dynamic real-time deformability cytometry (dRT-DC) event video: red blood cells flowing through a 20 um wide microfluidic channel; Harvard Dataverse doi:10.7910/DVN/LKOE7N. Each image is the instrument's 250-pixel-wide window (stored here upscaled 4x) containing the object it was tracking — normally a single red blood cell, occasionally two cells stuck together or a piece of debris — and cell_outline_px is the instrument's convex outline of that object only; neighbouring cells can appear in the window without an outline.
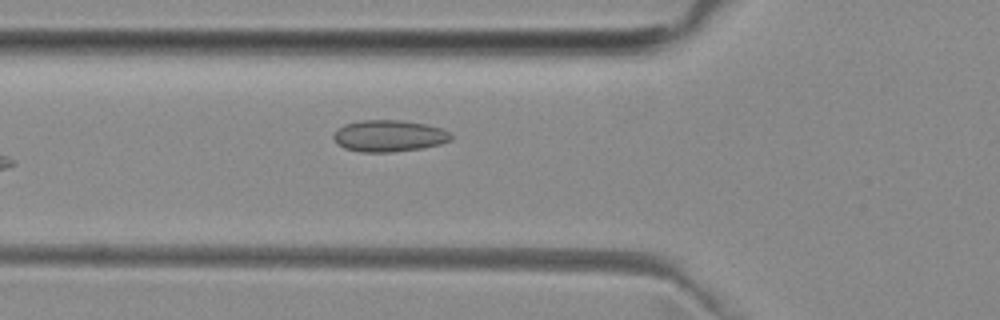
{"species": "common noctule bat (a hibernating species)", "species_latin": "Nyctalus noctula", "temperature_condition": "room temperature", "stored_images_in_passage": 22, "camera_frame_rate_fps": 3000, "um_per_image_px": 0.085, "animal": {"sex": "female", "body_mass_g": 29.2, "forearm_length_mm": 56.3}, "frame": {"image": 1, "passage_image": 2, "time_ms": 0.333, "image_size_px": [1000, 320], "cell_outline_px": [[452, 140], [440, 144], [420, 148], [392, 152], [360, 152], [344, 148], [332, 136], [336, 128], [344, 124], [360, 120], [400, 120], [428, 124], [444, 128], [452, 136]], "centroid_in_image_um": [33.07, 11.54], "position_along_channel_um": 92.7, "area_um2": 21.79}}
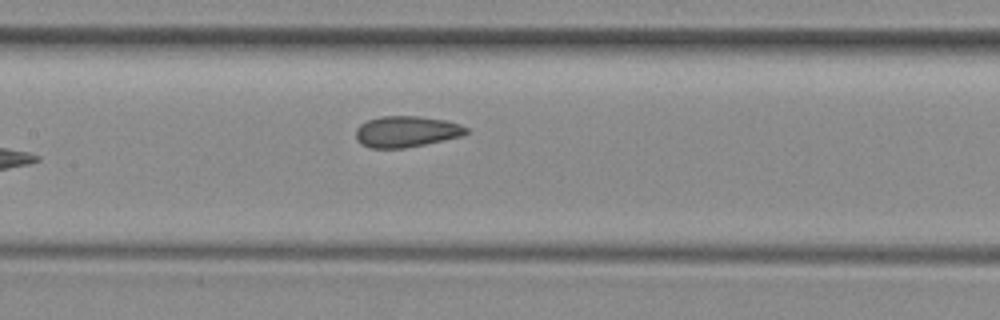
{"frame": {"image": 2, "passage_image": 8, "time_ms": 2.333, "image_size_px": [1000, 320], "cell_outline_px": [[468, 132], [464, 136], [404, 148], [372, 148], [356, 140], [356, 128], [360, 124], [368, 120], [380, 116], [420, 116], [444, 120], [460, 124], [468, 128]], "centroid_in_image_um": [34.56, 11.18], "position_along_channel_um": 172.8, "area_um2": 20.0}}
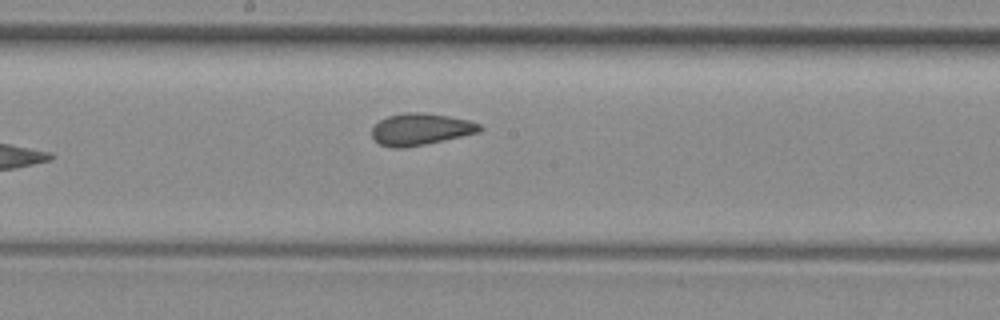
{"frame": {"image": 3, "passage_image": 11, "time_ms": 3.333, "image_size_px": [1000, 320], "cell_outline_px": [[484, 128], [480, 132], [424, 144], [404, 148], [392, 148], [380, 144], [372, 136], [372, 128], [380, 120], [388, 116], [408, 112], [420, 112], [448, 116], [468, 120], [480, 124]], "centroid_in_image_um": [35.76, 10.98], "position_along_channel_um": 212.4, "area_um2": 19.77}}